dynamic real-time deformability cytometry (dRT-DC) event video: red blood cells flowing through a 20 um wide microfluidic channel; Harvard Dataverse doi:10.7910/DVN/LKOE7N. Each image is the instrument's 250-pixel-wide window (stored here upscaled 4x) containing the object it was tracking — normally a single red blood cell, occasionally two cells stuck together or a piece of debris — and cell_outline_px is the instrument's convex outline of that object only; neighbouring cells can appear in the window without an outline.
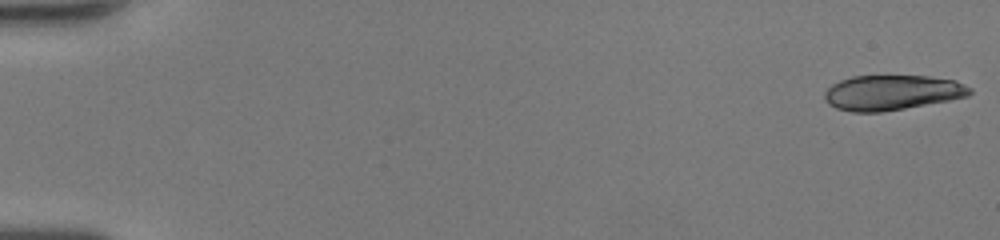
{"species": "human", "species_latin": "Homo sapiens", "temperature_condition": "room temperature", "stored_images_in_passage": 49, "camera_frame_rate_fps": 3000, "um_per_image_px": 0.085, "donor": {"sex": "female"}, "frame": {"image": 1, "passage_image": 1, "time_ms": 0.0, "image_size_px": [1000, 240], "cell_outline_px": [[972, 92], [968, 96], [948, 100], [904, 108], [880, 112], [852, 112], [836, 108], [828, 104], [824, 100], [824, 92], [832, 84], [840, 80], [852, 76], [928, 76], [956, 80], [972, 88]], "centroid_in_image_um": [75.8, 7.86], "position_along_channel_um": 9.2, "area_um2": 29.65}}
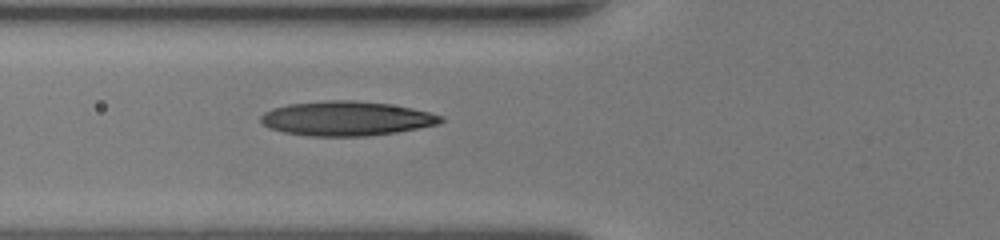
{"frame": {"image": 2, "passage_image": 20, "time_ms": 6.333, "image_size_px": [1000, 240], "cell_outline_px": [[444, 120], [440, 124], [396, 132], [368, 136], [308, 136], [284, 132], [268, 128], [260, 120], [260, 116], [264, 112], [272, 108], [288, 104], [328, 100], [356, 100], [388, 104], [412, 108], [444, 116]], "centroid_in_image_um": [29.44, 10.07], "position_along_channel_um": 96.4, "area_um2": 36.24}}
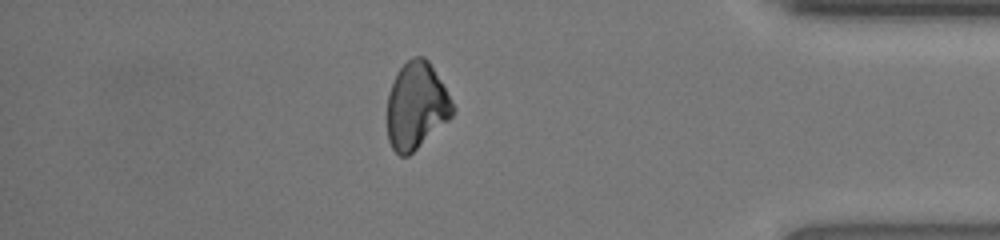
{"frame": {"image": 3, "passage_image": 43, "time_ms": 14.0, "image_size_px": [1000, 240], "cell_outline_px": [[456, 108], [452, 116], [448, 120], [408, 156], [400, 156], [392, 148], [388, 140], [388, 92], [396, 72], [412, 56], [424, 56], [428, 60], [452, 100]], "centroid_in_image_um": [35.38, 8.98], "position_along_channel_um": 399.8, "area_um2": 32.95}, "authors_computed_cell_mechanics": {"area_um2": 33.9286, "velocity_mm_per_s": 4.3306, "shape_relaxation_time_tau1_ms": 8.852, "shape_relaxation_time_tau2_ms": 6.1822, "deformation_change_tau1": 0.2189, "deformation_change_tau2": 0.1297}}